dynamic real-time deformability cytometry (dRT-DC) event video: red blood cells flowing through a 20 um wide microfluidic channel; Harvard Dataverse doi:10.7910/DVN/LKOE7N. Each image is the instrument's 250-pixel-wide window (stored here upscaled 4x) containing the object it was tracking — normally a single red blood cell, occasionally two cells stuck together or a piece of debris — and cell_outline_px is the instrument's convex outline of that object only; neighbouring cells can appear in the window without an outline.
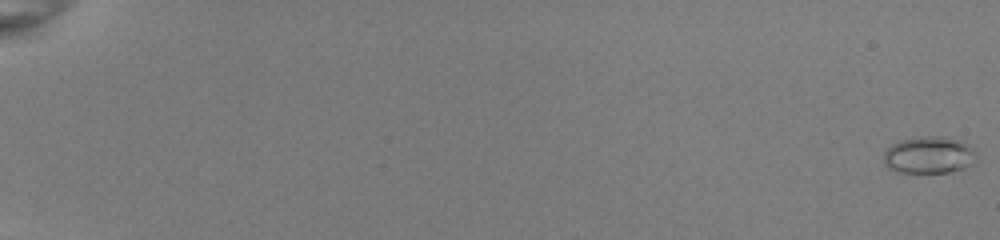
{"species": "common noctule bat (a hibernating species)", "species_latin": "Nyctalus noctula", "temperature_condition": "room temperature", "stored_images_in_passage": 54, "camera_frame_rate_fps": 3000, "um_per_image_px": 0.085, "animal": {"sex": "female", "body_mass_g": 22.0, "forearm_length_mm": 56.7}, "frame": {"image": 1, "passage_image": 1, "time_ms": 0.0, "image_size_px": [1000, 240], "cell_outline_px": [[976, 160], [972, 164], [964, 168], [948, 172], [896, 172], [888, 168], [884, 164], [884, 152], [892, 144], [900, 140], [920, 136], [940, 136], [960, 140], [976, 148]], "centroid_in_image_um": [78.98, 13.17], "position_along_channel_um": 6.0, "area_um2": 20.23}}
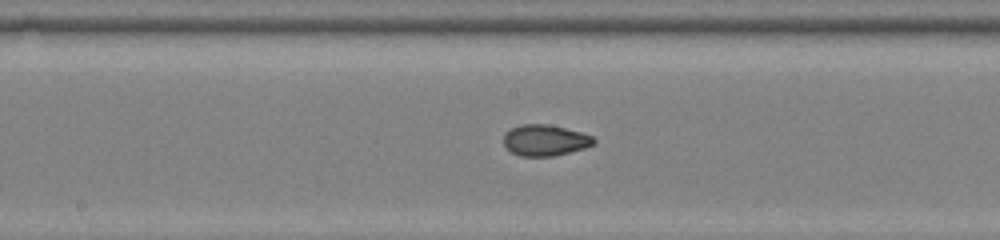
{"frame": {"image": 2, "passage_image": 32, "time_ms": 10.333, "image_size_px": [1000, 240], "cell_outline_px": [[596, 140], [592, 144], [584, 148], [552, 156], [520, 156], [512, 152], [504, 144], [504, 132], [520, 124], [548, 124], [580, 132], [592, 136]], "centroid_in_image_um": [46.3, 11.91], "position_along_channel_um": 201.9, "area_um2": 16.13}}
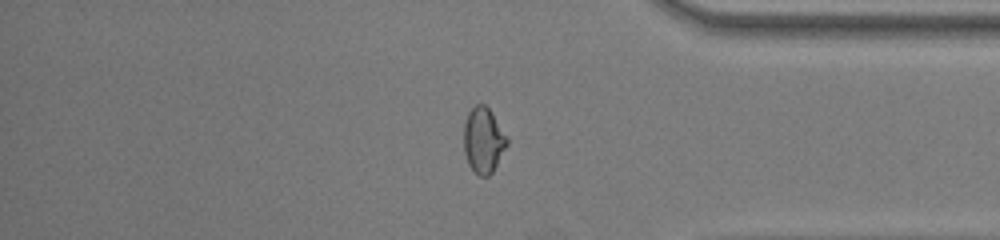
{"frame": {"image": 3, "passage_image": 47, "time_ms": 15.333, "image_size_px": [1000, 240], "cell_outline_px": [[508, 144], [492, 172], [488, 176], [480, 176], [468, 164], [464, 152], [464, 124], [468, 112], [476, 104], [484, 104], [492, 112], [508, 140]], "centroid_in_image_um": [41.08, 11.91], "position_along_channel_um": 394.1, "area_um2": 16.3}, "authors_computed_cell_mechanics": {"area_um2": 16.6464, "velocity_mm_per_s": 4.0245, "shape_relaxation_time_tau1_ms": 9.4782, "shape_relaxation_time_tau2_ms": 0.8988, "deformation_change_tau1": 0.221, "deformation_change_tau2": 0.045}}